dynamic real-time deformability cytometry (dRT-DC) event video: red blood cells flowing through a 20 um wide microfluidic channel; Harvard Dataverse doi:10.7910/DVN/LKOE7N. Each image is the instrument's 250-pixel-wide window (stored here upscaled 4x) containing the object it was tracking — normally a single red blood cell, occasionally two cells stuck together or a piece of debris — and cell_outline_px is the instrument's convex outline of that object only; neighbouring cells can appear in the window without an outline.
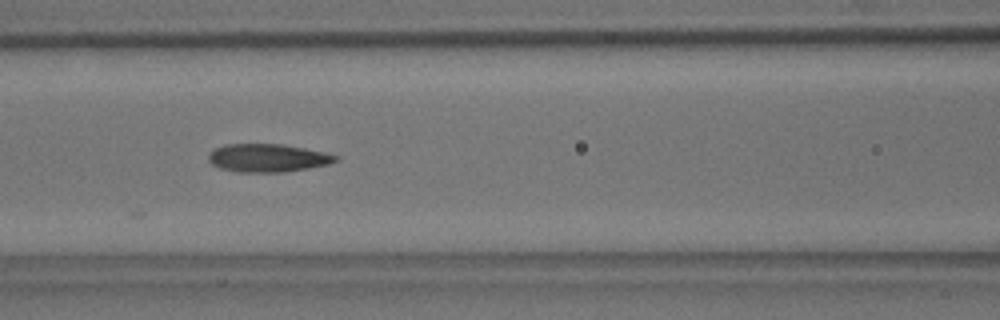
{"species": "common noctule bat (a hibernating species)", "species_latin": "Nyctalus noctula", "temperature_condition": "room temperature", "stored_images_in_passage": 12, "camera_frame_rate_fps": 3000, "um_per_image_px": 0.085, "animal": {"sex": "male", "body_mass_g": 18.8}, "frame": {"image": 1, "passage_image": 7, "time_ms": 7.667, "image_size_px": [1000, 320], "cell_outline_px": [[340, 160], [328, 164], [308, 168], [284, 172], [236, 172], [220, 168], [212, 164], [208, 160], [208, 156], [216, 148], [224, 144], [280, 144], [304, 148], [324, 152], [340, 156]], "centroid_in_image_um": [22.78, 13.43], "position_along_channel_um": 143.8, "area_um2": 20.81}}